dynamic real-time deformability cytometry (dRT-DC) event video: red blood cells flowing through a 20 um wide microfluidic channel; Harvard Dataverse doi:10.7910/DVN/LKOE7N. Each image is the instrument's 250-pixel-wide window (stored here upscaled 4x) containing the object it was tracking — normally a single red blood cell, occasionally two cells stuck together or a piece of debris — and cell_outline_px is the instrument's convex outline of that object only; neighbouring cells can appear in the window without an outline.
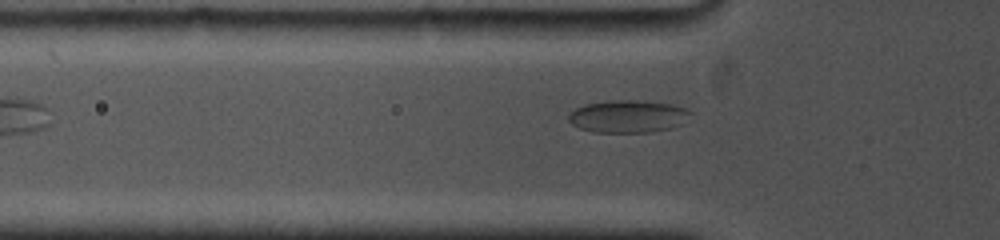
{"species": "common noctule bat (a hibernating species)", "species_latin": "Nyctalus noctula", "temperature_condition": "cold", "stored_images_in_passage": 11, "segment_of_instrument_passage": [2, 2], "camera_frame_rate_fps": 5000, "um_per_image_px": 0.085, "animal": {"sex": "female", "body_mass_g": 19.0, "forearm_length_mm": 53.3}, "frame": {"image": 1, "passage_image": 11, "time_ms": 5.6, "image_size_px": [1000, 240], "cell_outline_px": [[692, 112], [680, 124], [672, 128], [652, 132], [592, 132], [580, 128], [572, 124], [568, 120], [568, 116], [576, 108], [584, 104], [608, 100], [636, 100], [672, 104], [684, 108]], "centroid_in_image_um": [53.35, 9.89], "position_along_channel_um": 72.5, "area_um2": 23.0}}